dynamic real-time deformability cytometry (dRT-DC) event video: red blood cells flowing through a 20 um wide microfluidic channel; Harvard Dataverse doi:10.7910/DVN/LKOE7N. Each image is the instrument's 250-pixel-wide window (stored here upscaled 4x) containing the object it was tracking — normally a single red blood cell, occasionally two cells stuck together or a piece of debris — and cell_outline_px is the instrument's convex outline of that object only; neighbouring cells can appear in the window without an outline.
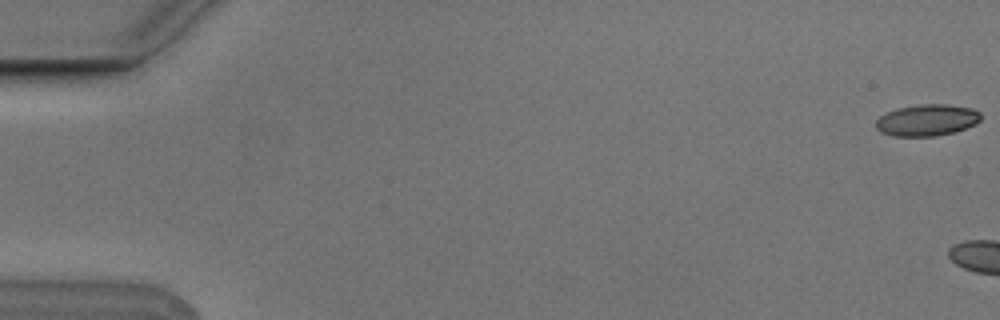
{"species": "Egyptian fruit bat (a non-hibernating species)", "species_latin": "Rousettus aegyptiacus", "temperature_condition": "cold", "stored_images_in_passage": 7, "camera_frame_rate_fps": 3000, "um_per_image_px": 0.085, "animal": {"sex": "male"}, "frame": {"image": 1, "passage_image": 1, "time_ms": 0.0, "image_size_px": [1000, 320], "cell_outline_px": [[980, 120], [976, 124], [952, 132], [936, 136], [892, 136], [880, 132], [876, 128], [876, 120], [880, 116], [896, 108], [920, 104], [948, 104], [972, 108], [980, 112]], "centroid_in_image_um": [78.78, 10.2], "position_along_channel_um": 6.2, "area_um2": 19.31}}